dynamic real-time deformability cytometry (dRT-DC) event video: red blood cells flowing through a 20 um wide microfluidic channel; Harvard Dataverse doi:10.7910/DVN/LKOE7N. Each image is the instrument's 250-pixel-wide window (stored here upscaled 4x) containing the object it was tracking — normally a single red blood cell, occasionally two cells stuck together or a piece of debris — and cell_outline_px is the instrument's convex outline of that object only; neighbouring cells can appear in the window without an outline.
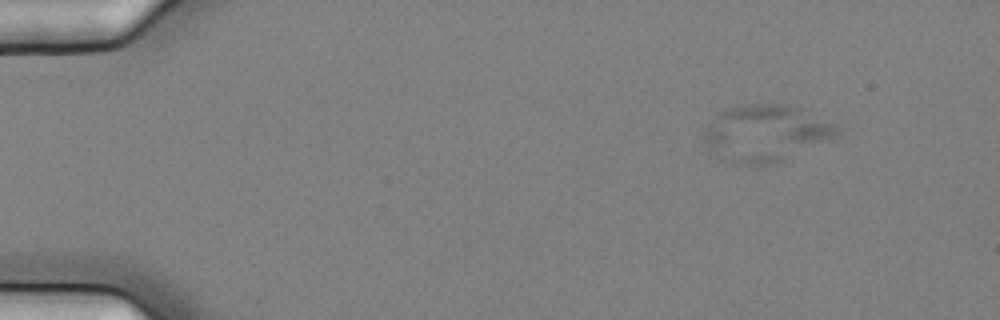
{"species": "common noctule bat (a hibernating species)", "species_latin": "Nyctalus noctula", "temperature_condition": "cold", "stored_images_in_passage": 5, "camera_frame_rate_fps": 3000, "um_per_image_px": 0.085, "animal": {"sex": "female", "body_mass_g": 25.1}, "frame": {"image": 1, "passage_image": 3, "time_ms": 0.667, "image_size_px": [1000, 320], "cell_outline_px": [[840, 132], [784, 160], [768, 164], [736, 164], [716, 156], [708, 144], [704, 136], [704, 128], [720, 112], [732, 108], [748, 104], [784, 104], [800, 108], [836, 124]], "centroid_in_image_um": [65.06, 11.31], "position_along_channel_um": 19.9, "area_um2": 42.71}}